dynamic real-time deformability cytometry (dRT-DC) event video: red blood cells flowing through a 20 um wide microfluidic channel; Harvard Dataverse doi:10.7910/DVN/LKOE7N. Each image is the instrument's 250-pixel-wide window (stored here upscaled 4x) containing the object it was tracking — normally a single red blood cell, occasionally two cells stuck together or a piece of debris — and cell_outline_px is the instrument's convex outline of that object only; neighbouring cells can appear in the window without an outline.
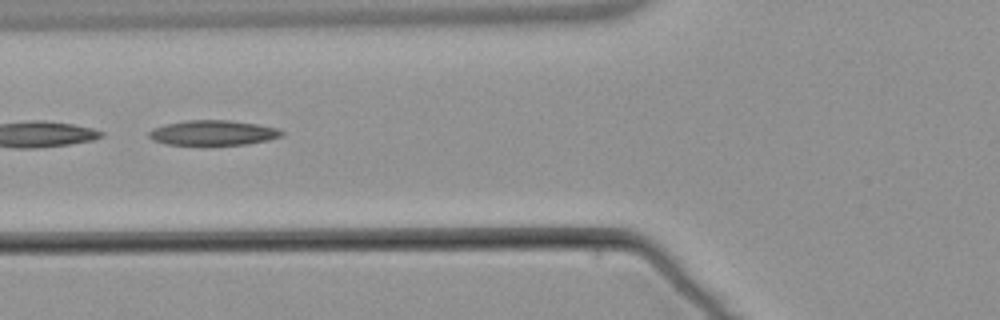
{"species": "common noctule bat (a hibernating species)", "species_latin": "Nyctalus noctula", "temperature_condition": "warm", "stored_images_in_passage": 8, "camera_frame_rate_fps": 3000, "um_per_image_px": 0.085, "animal": {"sex": "male", "body_mass_g": 21.5, "forearm_length_mm": 52.0}, "frame": {"image": 1, "passage_image": 6, "time_ms": 6.0, "image_size_px": [1000, 320], "cell_outline_px": [[284, 132], [280, 136], [268, 140], [244, 144], [168, 144], [152, 140], [148, 136], [148, 132], [152, 128], [164, 124], [184, 120], [228, 120], [256, 124], [276, 128]], "centroid_in_image_um": [18.04, 11.27], "position_along_channel_um": 107.8, "area_um2": 19.07}}